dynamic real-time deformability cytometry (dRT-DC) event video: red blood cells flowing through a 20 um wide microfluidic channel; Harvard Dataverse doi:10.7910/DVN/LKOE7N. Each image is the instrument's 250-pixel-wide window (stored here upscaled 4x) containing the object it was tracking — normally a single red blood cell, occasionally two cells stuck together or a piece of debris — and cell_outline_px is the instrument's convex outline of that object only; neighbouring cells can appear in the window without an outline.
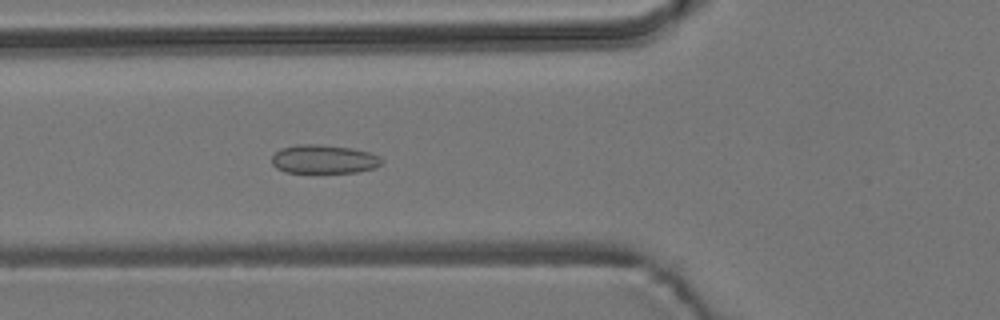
{"species": "common noctule bat (a hibernating species)", "species_latin": "Nyctalus noctula", "temperature_condition": "room temperature", "stored_images_in_passage": 6, "camera_frame_rate_fps": 3000, "um_per_image_px": 0.085, "animal": {"sex": "male", "body_mass_g": 19.2, "forearm_length_mm": 51.8}, "frame": {"image": 1, "passage_image": 6, "time_ms": 6.0, "image_size_px": [1000, 320], "cell_outline_px": [[384, 160], [380, 164], [372, 168], [356, 172], [284, 172], [276, 168], [272, 164], [272, 156], [280, 148], [296, 144], [316, 144], [352, 148], [368, 152], [380, 156]], "centroid_in_image_um": [27.49, 13.52], "position_along_channel_um": 98.3, "area_um2": 18.32}}